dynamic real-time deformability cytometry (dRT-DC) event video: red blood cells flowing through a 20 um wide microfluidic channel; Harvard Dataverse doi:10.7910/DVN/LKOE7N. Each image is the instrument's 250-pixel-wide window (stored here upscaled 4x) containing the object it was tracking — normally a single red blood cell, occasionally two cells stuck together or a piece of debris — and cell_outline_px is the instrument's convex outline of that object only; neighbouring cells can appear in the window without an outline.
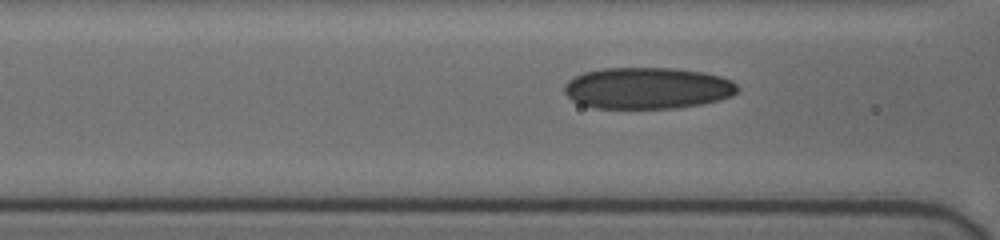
{"species": "human", "species_latin": "Homo sapiens", "temperature_condition": "cold", "stored_images_in_passage": 31, "camera_frame_rate_fps": 3000, "um_per_image_px": 0.085, "donor": {"sex": "female"}, "frame": {"image": 1, "passage_image": 7, "time_ms": 2.0, "image_size_px": [1000, 240], "cell_outline_px": [[740, 88], [732, 96], [720, 100], [700, 104], [676, 108], [596, 108], [580, 104], [572, 100], [564, 92], [564, 84], [568, 80], [584, 72], [604, 68], [676, 68], [704, 72], [720, 76], [732, 80]], "centroid_in_image_um": [55.05, 7.49], "position_along_channel_um": 111.6, "area_um2": 42.08}}
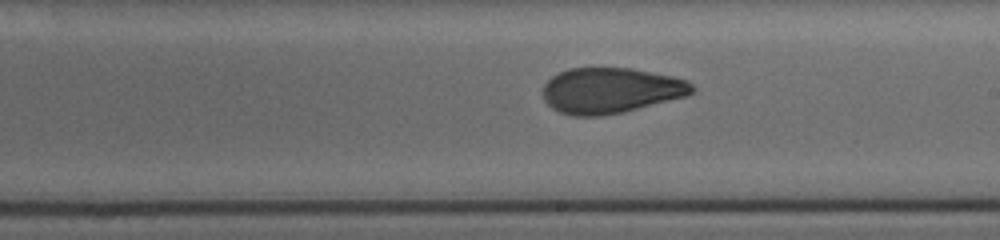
{"frame": {"image": 2, "passage_image": 17, "time_ms": 5.333, "image_size_px": [1000, 240], "cell_outline_px": [[696, 88], [688, 96], [624, 112], [604, 116], [572, 116], [560, 112], [552, 108], [544, 100], [544, 84], [552, 76], [568, 68], [632, 68], [672, 76], [688, 80]], "centroid_in_image_um": [51.94, 7.7], "position_along_channel_um": 237.1, "area_um2": 39.88}}
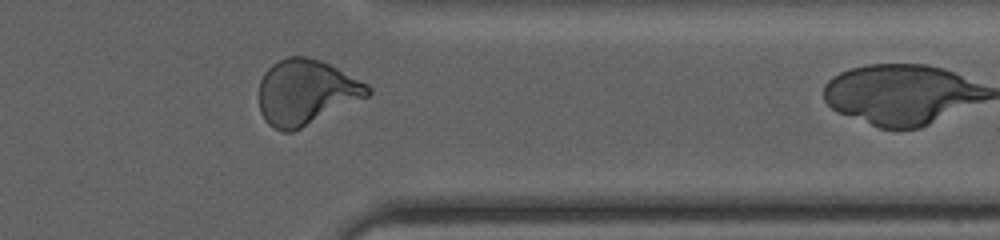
{"frame": {"image": 3, "passage_image": 29, "time_ms": 9.333, "image_size_px": [1000, 240], "cell_outline_px": [[372, 92], [368, 96], [292, 132], [280, 132], [268, 124], [264, 120], [260, 112], [260, 80], [264, 72], [272, 64], [288, 56], [304, 56], [320, 60], [368, 84], [372, 88]], "centroid_in_image_um": [25.99, 7.84], "position_along_channel_um": 385.4, "area_um2": 41.04}}